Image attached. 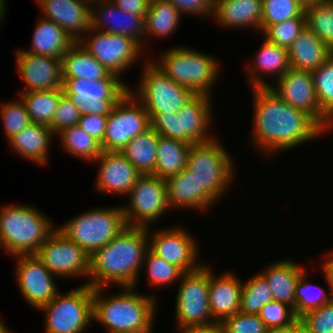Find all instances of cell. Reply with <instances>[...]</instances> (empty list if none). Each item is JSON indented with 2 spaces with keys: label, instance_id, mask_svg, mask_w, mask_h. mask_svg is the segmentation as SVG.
<instances>
[{
  "label": "cell",
  "instance_id": "cell-1",
  "mask_svg": "<svg viewBox=\"0 0 333 333\" xmlns=\"http://www.w3.org/2000/svg\"><path fill=\"white\" fill-rule=\"evenodd\" d=\"M252 89V142L264 154L285 151L327 133L310 115L287 104L268 87Z\"/></svg>",
  "mask_w": 333,
  "mask_h": 333
},
{
  "label": "cell",
  "instance_id": "cell-2",
  "mask_svg": "<svg viewBox=\"0 0 333 333\" xmlns=\"http://www.w3.org/2000/svg\"><path fill=\"white\" fill-rule=\"evenodd\" d=\"M148 229L127 226L112 241L96 250L90 256L91 279L85 284L92 288H106L113 283L120 287H135L149 249Z\"/></svg>",
  "mask_w": 333,
  "mask_h": 333
},
{
  "label": "cell",
  "instance_id": "cell-3",
  "mask_svg": "<svg viewBox=\"0 0 333 333\" xmlns=\"http://www.w3.org/2000/svg\"><path fill=\"white\" fill-rule=\"evenodd\" d=\"M135 288L121 287V293L105 298H102L105 287L93 288V321L102 323L109 333L152 330L156 300L152 296L139 294Z\"/></svg>",
  "mask_w": 333,
  "mask_h": 333
},
{
  "label": "cell",
  "instance_id": "cell-4",
  "mask_svg": "<svg viewBox=\"0 0 333 333\" xmlns=\"http://www.w3.org/2000/svg\"><path fill=\"white\" fill-rule=\"evenodd\" d=\"M1 209L0 243L13 256L35 254L57 228L31 205H7Z\"/></svg>",
  "mask_w": 333,
  "mask_h": 333
},
{
  "label": "cell",
  "instance_id": "cell-5",
  "mask_svg": "<svg viewBox=\"0 0 333 333\" xmlns=\"http://www.w3.org/2000/svg\"><path fill=\"white\" fill-rule=\"evenodd\" d=\"M154 63L176 83L195 95H210V87L216 83L218 61L213 56L178 46L165 51Z\"/></svg>",
  "mask_w": 333,
  "mask_h": 333
},
{
  "label": "cell",
  "instance_id": "cell-6",
  "mask_svg": "<svg viewBox=\"0 0 333 333\" xmlns=\"http://www.w3.org/2000/svg\"><path fill=\"white\" fill-rule=\"evenodd\" d=\"M122 206L94 208L57 227L89 256L112 241L126 228Z\"/></svg>",
  "mask_w": 333,
  "mask_h": 333
},
{
  "label": "cell",
  "instance_id": "cell-7",
  "mask_svg": "<svg viewBox=\"0 0 333 333\" xmlns=\"http://www.w3.org/2000/svg\"><path fill=\"white\" fill-rule=\"evenodd\" d=\"M146 62L138 92L129 91L145 107L150 121L158 113H177L195 94L176 83L152 60Z\"/></svg>",
  "mask_w": 333,
  "mask_h": 333
},
{
  "label": "cell",
  "instance_id": "cell-8",
  "mask_svg": "<svg viewBox=\"0 0 333 333\" xmlns=\"http://www.w3.org/2000/svg\"><path fill=\"white\" fill-rule=\"evenodd\" d=\"M45 316V333H83L93 320V288L80 285L40 308Z\"/></svg>",
  "mask_w": 333,
  "mask_h": 333
},
{
  "label": "cell",
  "instance_id": "cell-9",
  "mask_svg": "<svg viewBox=\"0 0 333 333\" xmlns=\"http://www.w3.org/2000/svg\"><path fill=\"white\" fill-rule=\"evenodd\" d=\"M216 139V140H215ZM226 149L213 138L190 146L186 167L193 172L216 200L222 197L233 177V161Z\"/></svg>",
  "mask_w": 333,
  "mask_h": 333
},
{
  "label": "cell",
  "instance_id": "cell-10",
  "mask_svg": "<svg viewBox=\"0 0 333 333\" xmlns=\"http://www.w3.org/2000/svg\"><path fill=\"white\" fill-rule=\"evenodd\" d=\"M63 91L75 104L81 116L96 114L108 116L115 104L129 92L120 78L87 80L62 78Z\"/></svg>",
  "mask_w": 333,
  "mask_h": 333
},
{
  "label": "cell",
  "instance_id": "cell-11",
  "mask_svg": "<svg viewBox=\"0 0 333 333\" xmlns=\"http://www.w3.org/2000/svg\"><path fill=\"white\" fill-rule=\"evenodd\" d=\"M128 195L129 204L122 206L128 227L148 228V224L158 220L170 208L165 179L153 174L140 175Z\"/></svg>",
  "mask_w": 333,
  "mask_h": 333
},
{
  "label": "cell",
  "instance_id": "cell-12",
  "mask_svg": "<svg viewBox=\"0 0 333 333\" xmlns=\"http://www.w3.org/2000/svg\"><path fill=\"white\" fill-rule=\"evenodd\" d=\"M150 127L145 107L129 91L115 104L107 117L101 149L122 151L133 138Z\"/></svg>",
  "mask_w": 333,
  "mask_h": 333
},
{
  "label": "cell",
  "instance_id": "cell-13",
  "mask_svg": "<svg viewBox=\"0 0 333 333\" xmlns=\"http://www.w3.org/2000/svg\"><path fill=\"white\" fill-rule=\"evenodd\" d=\"M176 296L178 328L208 325L213 322L209 307V267L205 264L195 271L184 273Z\"/></svg>",
  "mask_w": 333,
  "mask_h": 333
},
{
  "label": "cell",
  "instance_id": "cell-14",
  "mask_svg": "<svg viewBox=\"0 0 333 333\" xmlns=\"http://www.w3.org/2000/svg\"><path fill=\"white\" fill-rule=\"evenodd\" d=\"M89 31L96 34L89 36L88 41L82 36L78 43L110 73L120 77L140 57L142 47L131 37L91 27Z\"/></svg>",
  "mask_w": 333,
  "mask_h": 333
},
{
  "label": "cell",
  "instance_id": "cell-15",
  "mask_svg": "<svg viewBox=\"0 0 333 333\" xmlns=\"http://www.w3.org/2000/svg\"><path fill=\"white\" fill-rule=\"evenodd\" d=\"M35 255L54 276H89L90 256L58 228L44 241Z\"/></svg>",
  "mask_w": 333,
  "mask_h": 333
},
{
  "label": "cell",
  "instance_id": "cell-16",
  "mask_svg": "<svg viewBox=\"0 0 333 333\" xmlns=\"http://www.w3.org/2000/svg\"><path fill=\"white\" fill-rule=\"evenodd\" d=\"M276 82L268 88L280 99L310 115L325 131L333 129V122L321 111L310 71L290 68Z\"/></svg>",
  "mask_w": 333,
  "mask_h": 333
},
{
  "label": "cell",
  "instance_id": "cell-17",
  "mask_svg": "<svg viewBox=\"0 0 333 333\" xmlns=\"http://www.w3.org/2000/svg\"><path fill=\"white\" fill-rule=\"evenodd\" d=\"M13 257L18 258L16 277L21 295L27 303L39 310L59 293L55 277L35 254H19Z\"/></svg>",
  "mask_w": 333,
  "mask_h": 333
},
{
  "label": "cell",
  "instance_id": "cell-18",
  "mask_svg": "<svg viewBox=\"0 0 333 333\" xmlns=\"http://www.w3.org/2000/svg\"><path fill=\"white\" fill-rule=\"evenodd\" d=\"M149 249L168 263L179 267L184 273L198 270V247L191 235L183 228L173 227L156 231L148 238ZM199 264V265H198Z\"/></svg>",
  "mask_w": 333,
  "mask_h": 333
},
{
  "label": "cell",
  "instance_id": "cell-19",
  "mask_svg": "<svg viewBox=\"0 0 333 333\" xmlns=\"http://www.w3.org/2000/svg\"><path fill=\"white\" fill-rule=\"evenodd\" d=\"M16 56L18 73L28 87L27 91L23 92L62 89L61 59L20 49L16 52Z\"/></svg>",
  "mask_w": 333,
  "mask_h": 333
},
{
  "label": "cell",
  "instance_id": "cell-20",
  "mask_svg": "<svg viewBox=\"0 0 333 333\" xmlns=\"http://www.w3.org/2000/svg\"><path fill=\"white\" fill-rule=\"evenodd\" d=\"M94 4L98 6L96 10L91 8L92 29L125 35L131 37L141 47L143 46L145 16L124 12L111 0H92L91 6H94Z\"/></svg>",
  "mask_w": 333,
  "mask_h": 333
},
{
  "label": "cell",
  "instance_id": "cell-21",
  "mask_svg": "<svg viewBox=\"0 0 333 333\" xmlns=\"http://www.w3.org/2000/svg\"><path fill=\"white\" fill-rule=\"evenodd\" d=\"M43 11V18L52 20L61 27L75 42L81 33L91 27L92 0H36Z\"/></svg>",
  "mask_w": 333,
  "mask_h": 333
},
{
  "label": "cell",
  "instance_id": "cell-22",
  "mask_svg": "<svg viewBox=\"0 0 333 333\" xmlns=\"http://www.w3.org/2000/svg\"><path fill=\"white\" fill-rule=\"evenodd\" d=\"M99 164L96 188L100 192L127 195L141 175L121 151H103L95 160Z\"/></svg>",
  "mask_w": 333,
  "mask_h": 333
},
{
  "label": "cell",
  "instance_id": "cell-23",
  "mask_svg": "<svg viewBox=\"0 0 333 333\" xmlns=\"http://www.w3.org/2000/svg\"><path fill=\"white\" fill-rule=\"evenodd\" d=\"M170 208L207 210L217 200L203 187L187 167L165 180ZM207 208V209H206Z\"/></svg>",
  "mask_w": 333,
  "mask_h": 333
},
{
  "label": "cell",
  "instance_id": "cell-24",
  "mask_svg": "<svg viewBox=\"0 0 333 333\" xmlns=\"http://www.w3.org/2000/svg\"><path fill=\"white\" fill-rule=\"evenodd\" d=\"M210 268L209 307L213 320L221 323L225 318L240 311L243 283L234 273L227 272L215 277L214 271Z\"/></svg>",
  "mask_w": 333,
  "mask_h": 333
},
{
  "label": "cell",
  "instance_id": "cell-25",
  "mask_svg": "<svg viewBox=\"0 0 333 333\" xmlns=\"http://www.w3.org/2000/svg\"><path fill=\"white\" fill-rule=\"evenodd\" d=\"M209 95H195L177 112L180 124V141L190 145L207 142L214 137L208 134L212 110Z\"/></svg>",
  "mask_w": 333,
  "mask_h": 333
},
{
  "label": "cell",
  "instance_id": "cell-26",
  "mask_svg": "<svg viewBox=\"0 0 333 333\" xmlns=\"http://www.w3.org/2000/svg\"><path fill=\"white\" fill-rule=\"evenodd\" d=\"M262 0H214L213 17L226 28L255 27L261 31Z\"/></svg>",
  "mask_w": 333,
  "mask_h": 333
},
{
  "label": "cell",
  "instance_id": "cell-27",
  "mask_svg": "<svg viewBox=\"0 0 333 333\" xmlns=\"http://www.w3.org/2000/svg\"><path fill=\"white\" fill-rule=\"evenodd\" d=\"M333 54V50L307 27L288 48L290 67L313 72Z\"/></svg>",
  "mask_w": 333,
  "mask_h": 333
},
{
  "label": "cell",
  "instance_id": "cell-28",
  "mask_svg": "<svg viewBox=\"0 0 333 333\" xmlns=\"http://www.w3.org/2000/svg\"><path fill=\"white\" fill-rule=\"evenodd\" d=\"M304 271L303 267L286 259L271 263L260 274L267 281L274 301L286 303L294 309L296 285Z\"/></svg>",
  "mask_w": 333,
  "mask_h": 333
},
{
  "label": "cell",
  "instance_id": "cell-29",
  "mask_svg": "<svg viewBox=\"0 0 333 333\" xmlns=\"http://www.w3.org/2000/svg\"><path fill=\"white\" fill-rule=\"evenodd\" d=\"M52 136L55 135L49 126L32 123L8 140L11 148L22 157L39 165H45L48 163V148Z\"/></svg>",
  "mask_w": 333,
  "mask_h": 333
},
{
  "label": "cell",
  "instance_id": "cell-30",
  "mask_svg": "<svg viewBox=\"0 0 333 333\" xmlns=\"http://www.w3.org/2000/svg\"><path fill=\"white\" fill-rule=\"evenodd\" d=\"M259 50L253 67L248 66L247 68L250 72L248 73L249 76L251 75L249 79H251L252 88L269 87L271 85L264 80L265 78H262L263 73H272V75L274 73L276 79H279L291 68L287 48L278 46L265 38Z\"/></svg>",
  "mask_w": 333,
  "mask_h": 333
},
{
  "label": "cell",
  "instance_id": "cell-31",
  "mask_svg": "<svg viewBox=\"0 0 333 333\" xmlns=\"http://www.w3.org/2000/svg\"><path fill=\"white\" fill-rule=\"evenodd\" d=\"M62 78L98 80L120 78L110 73L86 49L75 42L61 58Z\"/></svg>",
  "mask_w": 333,
  "mask_h": 333
},
{
  "label": "cell",
  "instance_id": "cell-32",
  "mask_svg": "<svg viewBox=\"0 0 333 333\" xmlns=\"http://www.w3.org/2000/svg\"><path fill=\"white\" fill-rule=\"evenodd\" d=\"M74 43L55 22L41 17L32 36V48L27 52L61 59Z\"/></svg>",
  "mask_w": 333,
  "mask_h": 333
},
{
  "label": "cell",
  "instance_id": "cell-33",
  "mask_svg": "<svg viewBox=\"0 0 333 333\" xmlns=\"http://www.w3.org/2000/svg\"><path fill=\"white\" fill-rule=\"evenodd\" d=\"M190 146L186 142L159 135L154 175L166 180L185 169Z\"/></svg>",
  "mask_w": 333,
  "mask_h": 333
},
{
  "label": "cell",
  "instance_id": "cell-34",
  "mask_svg": "<svg viewBox=\"0 0 333 333\" xmlns=\"http://www.w3.org/2000/svg\"><path fill=\"white\" fill-rule=\"evenodd\" d=\"M158 139L159 135L150 127L133 138L121 151L141 175H154Z\"/></svg>",
  "mask_w": 333,
  "mask_h": 333
},
{
  "label": "cell",
  "instance_id": "cell-35",
  "mask_svg": "<svg viewBox=\"0 0 333 333\" xmlns=\"http://www.w3.org/2000/svg\"><path fill=\"white\" fill-rule=\"evenodd\" d=\"M181 12L169 0H154L149 2L145 15V37L147 35L168 37L179 26Z\"/></svg>",
  "mask_w": 333,
  "mask_h": 333
},
{
  "label": "cell",
  "instance_id": "cell-36",
  "mask_svg": "<svg viewBox=\"0 0 333 333\" xmlns=\"http://www.w3.org/2000/svg\"><path fill=\"white\" fill-rule=\"evenodd\" d=\"M63 89L21 92L22 99L32 123L50 126Z\"/></svg>",
  "mask_w": 333,
  "mask_h": 333
},
{
  "label": "cell",
  "instance_id": "cell-37",
  "mask_svg": "<svg viewBox=\"0 0 333 333\" xmlns=\"http://www.w3.org/2000/svg\"><path fill=\"white\" fill-rule=\"evenodd\" d=\"M58 136L66 152L80 159L95 161L102 152L100 143L78 125L65 128L58 133Z\"/></svg>",
  "mask_w": 333,
  "mask_h": 333
},
{
  "label": "cell",
  "instance_id": "cell-38",
  "mask_svg": "<svg viewBox=\"0 0 333 333\" xmlns=\"http://www.w3.org/2000/svg\"><path fill=\"white\" fill-rule=\"evenodd\" d=\"M306 27L333 50V0L304 7Z\"/></svg>",
  "mask_w": 333,
  "mask_h": 333
},
{
  "label": "cell",
  "instance_id": "cell-39",
  "mask_svg": "<svg viewBox=\"0 0 333 333\" xmlns=\"http://www.w3.org/2000/svg\"><path fill=\"white\" fill-rule=\"evenodd\" d=\"M274 300L265 278L259 273L243 283L240 312L258 315L261 309Z\"/></svg>",
  "mask_w": 333,
  "mask_h": 333
},
{
  "label": "cell",
  "instance_id": "cell-40",
  "mask_svg": "<svg viewBox=\"0 0 333 333\" xmlns=\"http://www.w3.org/2000/svg\"><path fill=\"white\" fill-rule=\"evenodd\" d=\"M306 274V271L301 274L296 285L295 307L293 311L297 319H300L306 313L316 310L333 300V292L327 294L325 290L319 286V291L313 293L311 289L314 286L306 280Z\"/></svg>",
  "mask_w": 333,
  "mask_h": 333
},
{
  "label": "cell",
  "instance_id": "cell-41",
  "mask_svg": "<svg viewBox=\"0 0 333 333\" xmlns=\"http://www.w3.org/2000/svg\"><path fill=\"white\" fill-rule=\"evenodd\" d=\"M311 73L321 111L333 122V54Z\"/></svg>",
  "mask_w": 333,
  "mask_h": 333
},
{
  "label": "cell",
  "instance_id": "cell-42",
  "mask_svg": "<svg viewBox=\"0 0 333 333\" xmlns=\"http://www.w3.org/2000/svg\"><path fill=\"white\" fill-rule=\"evenodd\" d=\"M261 32L269 26L299 17L304 7L297 0H262Z\"/></svg>",
  "mask_w": 333,
  "mask_h": 333
},
{
  "label": "cell",
  "instance_id": "cell-43",
  "mask_svg": "<svg viewBox=\"0 0 333 333\" xmlns=\"http://www.w3.org/2000/svg\"><path fill=\"white\" fill-rule=\"evenodd\" d=\"M148 280L152 286H166L179 281L184 272L177 266L168 263L148 249L144 256Z\"/></svg>",
  "mask_w": 333,
  "mask_h": 333
},
{
  "label": "cell",
  "instance_id": "cell-44",
  "mask_svg": "<svg viewBox=\"0 0 333 333\" xmlns=\"http://www.w3.org/2000/svg\"><path fill=\"white\" fill-rule=\"evenodd\" d=\"M305 27L306 18L303 12L299 17L269 26L263 35L268 41L288 49Z\"/></svg>",
  "mask_w": 333,
  "mask_h": 333
},
{
  "label": "cell",
  "instance_id": "cell-45",
  "mask_svg": "<svg viewBox=\"0 0 333 333\" xmlns=\"http://www.w3.org/2000/svg\"><path fill=\"white\" fill-rule=\"evenodd\" d=\"M19 99L1 106V117L7 140L32 124L24 102L21 98Z\"/></svg>",
  "mask_w": 333,
  "mask_h": 333
},
{
  "label": "cell",
  "instance_id": "cell-46",
  "mask_svg": "<svg viewBox=\"0 0 333 333\" xmlns=\"http://www.w3.org/2000/svg\"><path fill=\"white\" fill-rule=\"evenodd\" d=\"M258 315L269 330L289 327L298 320L291 306L274 300L267 303Z\"/></svg>",
  "mask_w": 333,
  "mask_h": 333
},
{
  "label": "cell",
  "instance_id": "cell-47",
  "mask_svg": "<svg viewBox=\"0 0 333 333\" xmlns=\"http://www.w3.org/2000/svg\"><path fill=\"white\" fill-rule=\"evenodd\" d=\"M223 333H269L263 320L256 314L238 312L222 322Z\"/></svg>",
  "mask_w": 333,
  "mask_h": 333
},
{
  "label": "cell",
  "instance_id": "cell-48",
  "mask_svg": "<svg viewBox=\"0 0 333 333\" xmlns=\"http://www.w3.org/2000/svg\"><path fill=\"white\" fill-rule=\"evenodd\" d=\"M80 117L81 114L75 107V104L65 93H63L60 97L58 106L56 107L52 124L49 127L54 135H58V133L65 128L78 125Z\"/></svg>",
  "mask_w": 333,
  "mask_h": 333
},
{
  "label": "cell",
  "instance_id": "cell-49",
  "mask_svg": "<svg viewBox=\"0 0 333 333\" xmlns=\"http://www.w3.org/2000/svg\"><path fill=\"white\" fill-rule=\"evenodd\" d=\"M311 333H333V300L300 319Z\"/></svg>",
  "mask_w": 333,
  "mask_h": 333
},
{
  "label": "cell",
  "instance_id": "cell-50",
  "mask_svg": "<svg viewBox=\"0 0 333 333\" xmlns=\"http://www.w3.org/2000/svg\"><path fill=\"white\" fill-rule=\"evenodd\" d=\"M150 122L151 128L158 135L180 140V124L177 113H158Z\"/></svg>",
  "mask_w": 333,
  "mask_h": 333
},
{
  "label": "cell",
  "instance_id": "cell-51",
  "mask_svg": "<svg viewBox=\"0 0 333 333\" xmlns=\"http://www.w3.org/2000/svg\"><path fill=\"white\" fill-rule=\"evenodd\" d=\"M181 14H194L204 17L213 15L214 0H169ZM206 14V15H205Z\"/></svg>",
  "mask_w": 333,
  "mask_h": 333
},
{
  "label": "cell",
  "instance_id": "cell-52",
  "mask_svg": "<svg viewBox=\"0 0 333 333\" xmlns=\"http://www.w3.org/2000/svg\"><path fill=\"white\" fill-rule=\"evenodd\" d=\"M107 117L108 116L94 115L91 113L82 115L78 122V126L96 139L101 145L105 134Z\"/></svg>",
  "mask_w": 333,
  "mask_h": 333
},
{
  "label": "cell",
  "instance_id": "cell-53",
  "mask_svg": "<svg viewBox=\"0 0 333 333\" xmlns=\"http://www.w3.org/2000/svg\"><path fill=\"white\" fill-rule=\"evenodd\" d=\"M118 8L124 12L130 14H136L139 16H145L148 7L149 0H111Z\"/></svg>",
  "mask_w": 333,
  "mask_h": 333
},
{
  "label": "cell",
  "instance_id": "cell-54",
  "mask_svg": "<svg viewBox=\"0 0 333 333\" xmlns=\"http://www.w3.org/2000/svg\"><path fill=\"white\" fill-rule=\"evenodd\" d=\"M179 333H223L220 322H213L208 325H195L178 328Z\"/></svg>",
  "mask_w": 333,
  "mask_h": 333
},
{
  "label": "cell",
  "instance_id": "cell-55",
  "mask_svg": "<svg viewBox=\"0 0 333 333\" xmlns=\"http://www.w3.org/2000/svg\"><path fill=\"white\" fill-rule=\"evenodd\" d=\"M330 255L329 260L327 259L323 263L322 271L324 273L327 285H329V292H333V252L332 254L330 253Z\"/></svg>",
  "mask_w": 333,
  "mask_h": 333
},
{
  "label": "cell",
  "instance_id": "cell-56",
  "mask_svg": "<svg viewBox=\"0 0 333 333\" xmlns=\"http://www.w3.org/2000/svg\"><path fill=\"white\" fill-rule=\"evenodd\" d=\"M269 333H295V323L286 328L269 330Z\"/></svg>",
  "mask_w": 333,
  "mask_h": 333
},
{
  "label": "cell",
  "instance_id": "cell-57",
  "mask_svg": "<svg viewBox=\"0 0 333 333\" xmlns=\"http://www.w3.org/2000/svg\"><path fill=\"white\" fill-rule=\"evenodd\" d=\"M295 333H311L306 326L298 319L295 322Z\"/></svg>",
  "mask_w": 333,
  "mask_h": 333
},
{
  "label": "cell",
  "instance_id": "cell-58",
  "mask_svg": "<svg viewBox=\"0 0 333 333\" xmlns=\"http://www.w3.org/2000/svg\"><path fill=\"white\" fill-rule=\"evenodd\" d=\"M303 7H306L308 5L312 4H319L327 2L328 0H297Z\"/></svg>",
  "mask_w": 333,
  "mask_h": 333
},
{
  "label": "cell",
  "instance_id": "cell-59",
  "mask_svg": "<svg viewBox=\"0 0 333 333\" xmlns=\"http://www.w3.org/2000/svg\"><path fill=\"white\" fill-rule=\"evenodd\" d=\"M5 0H0V21L3 20V18H5V13H6V4H5ZM2 18V20H1Z\"/></svg>",
  "mask_w": 333,
  "mask_h": 333
},
{
  "label": "cell",
  "instance_id": "cell-60",
  "mask_svg": "<svg viewBox=\"0 0 333 333\" xmlns=\"http://www.w3.org/2000/svg\"><path fill=\"white\" fill-rule=\"evenodd\" d=\"M4 325L2 321H0V333H11L10 330H8L7 326Z\"/></svg>",
  "mask_w": 333,
  "mask_h": 333
},
{
  "label": "cell",
  "instance_id": "cell-61",
  "mask_svg": "<svg viewBox=\"0 0 333 333\" xmlns=\"http://www.w3.org/2000/svg\"><path fill=\"white\" fill-rule=\"evenodd\" d=\"M153 330H150V331H145V332H139V333H152Z\"/></svg>",
  "mask_w": 333,
  "mask_h": 333
}]
</instances>
